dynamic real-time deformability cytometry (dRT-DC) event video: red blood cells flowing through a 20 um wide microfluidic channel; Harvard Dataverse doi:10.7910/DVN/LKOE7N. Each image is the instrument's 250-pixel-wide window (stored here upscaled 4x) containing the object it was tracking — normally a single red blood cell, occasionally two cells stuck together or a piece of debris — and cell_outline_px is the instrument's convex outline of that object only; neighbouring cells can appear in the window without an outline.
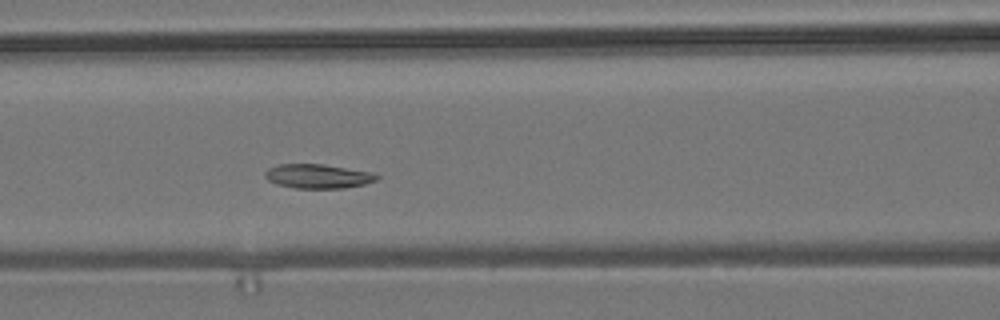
{"species": "common noctule bat (a hibernating species)", "species_latin": "Nyctalus noctula", "temperature_condition": "room temperature", "stored_images_in_passage": 38, "camera_frame_rate_fps": 3000, "um_per_image_px": 0.085, "animal": {"sex": "male", "body_mass_g": 19.2, "forearm_length_mm": 51.8}, "frame": {"image": 1, "passage_image": 12, "time_ms": 3.667, "image_size_px": [1000, 320], "cell_outline_px": [[380, 176], [376, 180], [364, 184], [344, 188], [296, 188], [276, 184], [268, 180], [264, 176], [264, 172], [268, 168], [276, 164], [324, 164], [376, 172]], "centroid_in_image_um": [27.04, 14.96], "position_along_channel_um": 139.6, "area_um2": 16.01}}
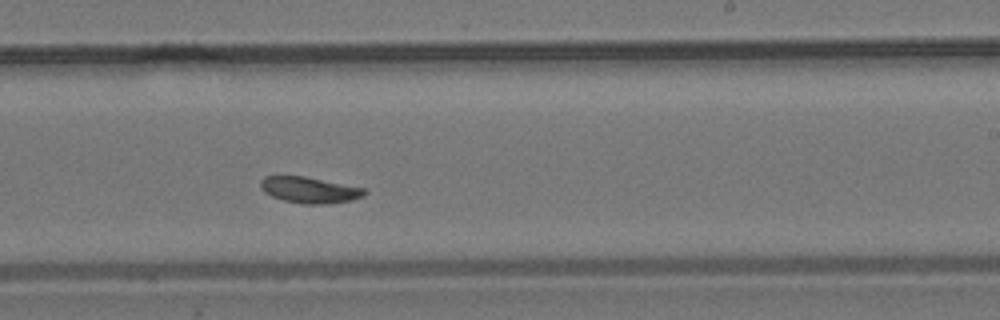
{"frame": {"image": 2, "passage_image": 22, "time_ms": 7.0, "image_size_px": [1000, 320], "cell_outline_px": [[368, 192], [364, 196], [352, 200], [328, 204], [304, 204], [284, 200], [272, 196], [264, 192], [260, 188], [260, 180], [264, 176], [304, 176], [364, 188]], "centroid_in_image_um": [26.31, 16.15], "position_along_channel_um": 262.7, "area_um2": 15.84}}
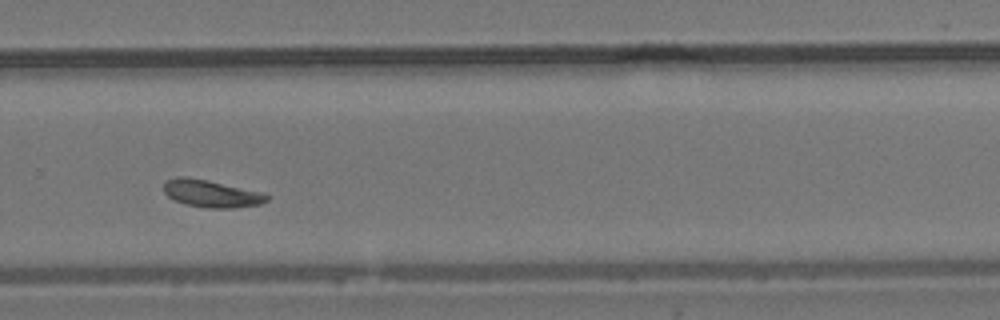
{"frame": {"image": 3, "passage_image": 26, "time_ms": 8.333, "image_size_px": [1000, 320], "cell_outline_px": [[268, 200], [260, 204], [236, 208], [208, 208], [184, 204], [168, 196], [164, 192], [164, 184], [168, 180], [180, 176], [208, 180], [264, 192], [268, 196]], "centroid_in_image_um": [18.0, 16.46], "position_along_channel_um": 311.8, "area_um2": 16.36}, "authors_computed_cell_mechanics": {"area_um2": 16.3863, "velocity_mm_per_s": 3.7025, "shape_relaxation_time_tau1_ms": 3.4953, "shape_relaxation_time_tau2_ms": 3.1536, "deformation_change_tau1": 0.0963, "deformation_change_tau2": 0.0796}}